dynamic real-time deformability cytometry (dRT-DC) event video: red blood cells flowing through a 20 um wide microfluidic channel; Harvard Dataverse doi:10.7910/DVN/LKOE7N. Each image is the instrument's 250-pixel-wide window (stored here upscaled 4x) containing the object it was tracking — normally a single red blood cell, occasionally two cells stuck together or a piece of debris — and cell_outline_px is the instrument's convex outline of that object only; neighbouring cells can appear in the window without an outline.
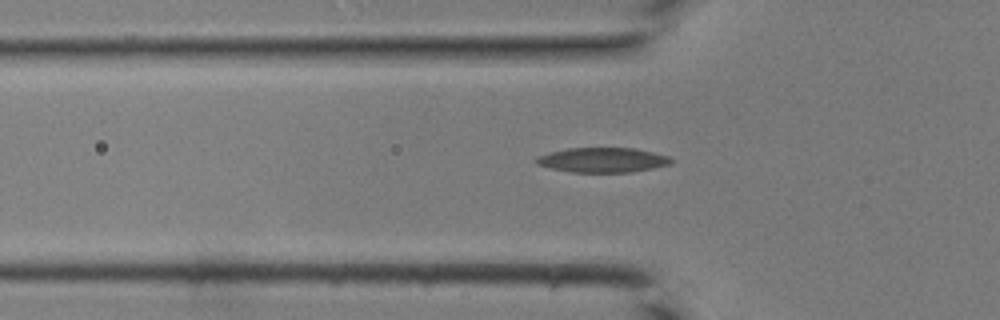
{"species": "common noctule bat (a hibernating species)", "species_latin": "Nyctalus noctula", "temperature_condition": "room temperature", "stored_images_in_passage": 35, "camera_frame_rate_fps": 3000, "um_per_image_px": 0.085, "animal": {"sex": "male", "body_mass_g": 19.0, "forearm_length_mm": 50.8}, "frame": {"image": 1, "passage_image": 12, "time_ms": 3.667, "image_size_px": [1000, 320], "cell_outline_px": [[672, 160], [668, 164], [652, 168], [632, 172], [572, 172], [552, 168], [536, 164], [532, 160], [536, 156], [568, 148], [632, 148], [652, 152], [668, 156]], "centroid_in_image_um": [51.16, 13.6], "position_along_channel_um": 74.6, "area_um2": 19.25}}
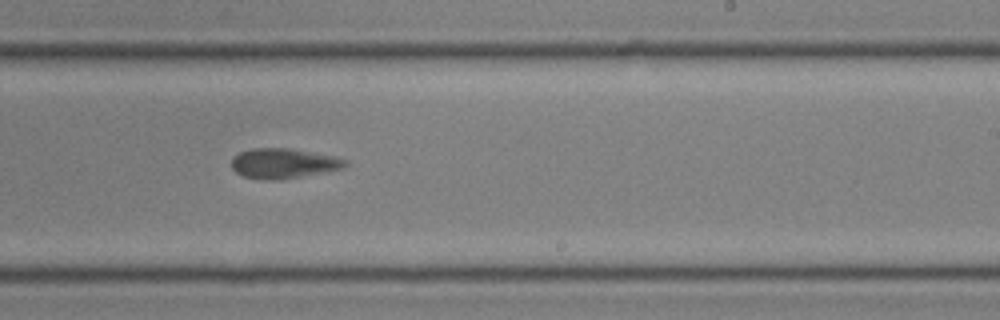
{"frame": {"image": 2, "passage_image": 24, "time_ms": 7.667, "image_size_px": [1000, 320], "cell_outline_px": [[348, 164], [344, 168], [280, 180], [264, 180], [244, 176], [236, 172], [232, 168], [232, 156], [240, 152], [252, 148], [288, 148], [336, 156], [348, 160]], "centroid_in_image_um": [24.1, 13.88], "position_along_channel_um": 264.9, "area_um2": 19.94}}
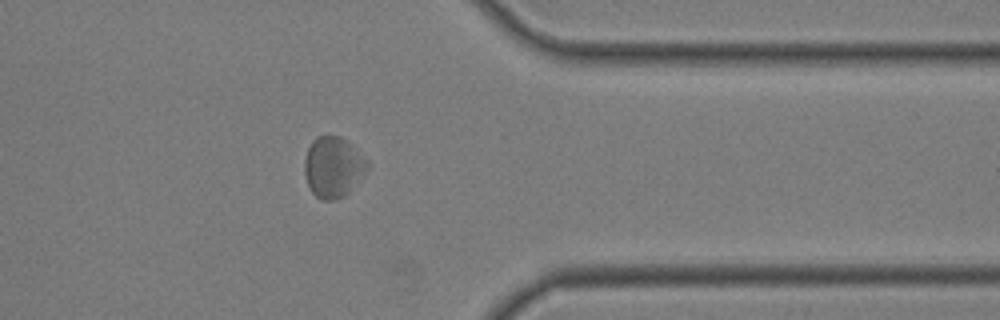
{"frame": {"image": 3, "passage_image": 32, "time_ms": 10.333, "image_size_px": [1000, 320], "cell_outline_px": [[368, 168], [348, 192], [344, 196], [336, 200], [324, 200], [316, 196], [312, 192], [308, 184], [304, 172], [304, 160], [308, 148], [312, 140], [316, 136], [340, 136], [368, 164]], "centroid_in_image_um": [28.25, 14.22], "position_along_channel_um": 383.2, "area_um2": 21.5}}